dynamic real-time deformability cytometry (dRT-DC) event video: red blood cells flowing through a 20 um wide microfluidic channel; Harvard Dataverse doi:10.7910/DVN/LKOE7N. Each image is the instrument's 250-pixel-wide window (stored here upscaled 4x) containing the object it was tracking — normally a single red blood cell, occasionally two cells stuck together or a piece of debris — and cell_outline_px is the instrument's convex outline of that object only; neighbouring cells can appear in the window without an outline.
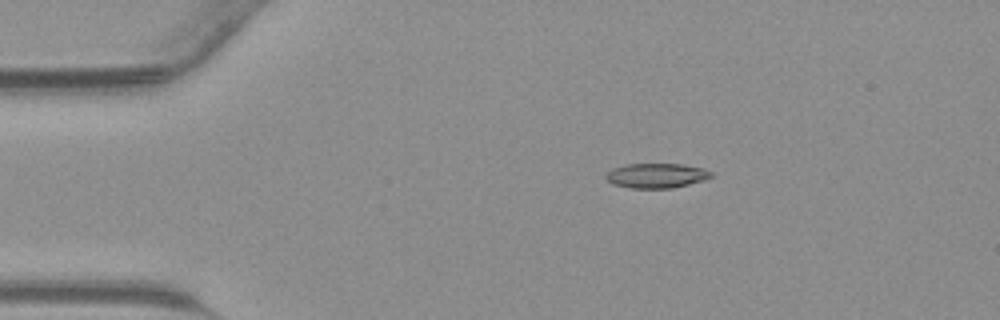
{"species": "common noctule bat (a hibernating species)", "species_latin": "Nyctalus noctula", "temperature_condition": "warm", "stored_images_in_passage": 37, "camera_frame_rate_fps": 3000, "um_per_image_px": 0.085, "animal": {"sex": "male", "body_mass_g": 23.1, "forearm_length_mm": 52.7}, "frame": {"image": 1, "passage_image": 1, "time_ms": 0.0, "image_size_px": [1000, 320], "cell_outline_px": [[712, 176], [704, 180], [672, 188], [632, 188], [612, 184], [604, 176], [612, 168], [624, 164], [684, 164], [704, 168], [712, 172]], "centroid_in_image_um": [55.79, 14.92], "position_along_channel_um": 29.2, "area_um2": 15.2}}
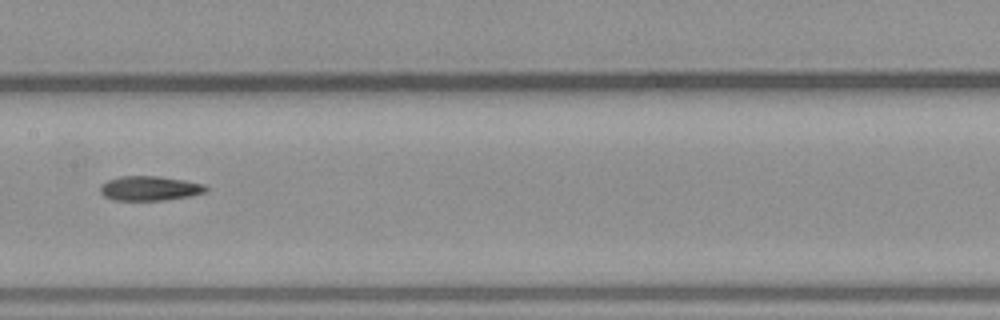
{"frame": {"image": 2, "passage_image": 15, "time_ms": 4.667, "image_size_px": [1000, 320], "cell_outline_px": [[208, 192], [192, 196], [164, 200], [112, 200], [104, 196], [100, 192], [100, 184], [108, 180], [120, 176], [160, 176], [184, 180], [204, 184], [208, 188]], "centroid_in_image_um": [12.74, 16.01], "position_along_channel_um": 194.7, "area_um2": 15.32}}
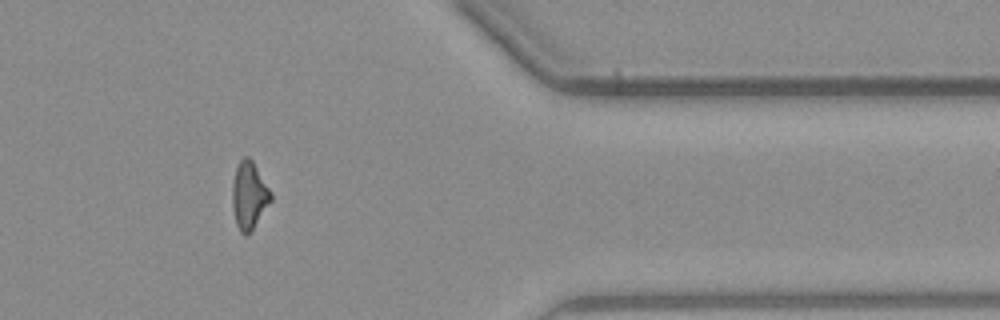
{"frame": {"image": 3, "passage_image": 29, "time_ms": 9.333, "image_size_px": [1000, 320], "cell_outline_px": [[272, 200], [252, 228], [244, 236], [240, 232], [236, 224], [232, 204], [232, 184], [236, 168], [240, 160], [244, 156], [248, 156], [252, 160], [272, 192]], "centroid_in_image_um": [21.17, 16.58], "position_along_channel_um": 390.2, "area_um2": 14.97}}